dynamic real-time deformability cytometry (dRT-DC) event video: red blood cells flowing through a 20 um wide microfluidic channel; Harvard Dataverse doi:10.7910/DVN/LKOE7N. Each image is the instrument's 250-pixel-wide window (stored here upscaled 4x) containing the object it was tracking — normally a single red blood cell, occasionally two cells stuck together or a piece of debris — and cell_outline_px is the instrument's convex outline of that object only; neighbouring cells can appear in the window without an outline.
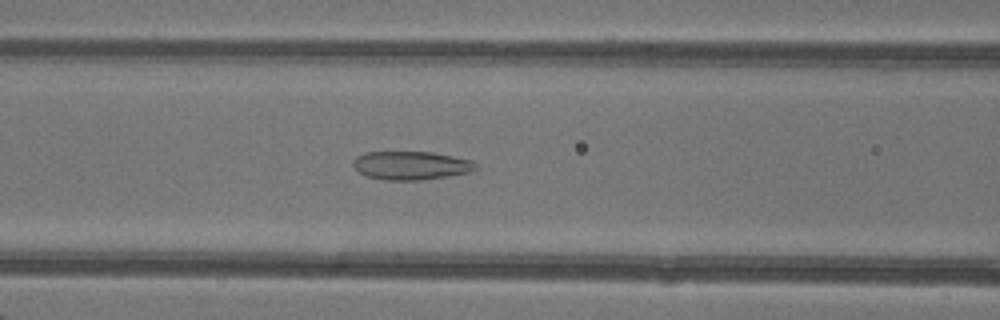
{"species": "common noctule bat (a hibernating species)", "species_latin": "Nyctalus noctula", "temperature_condition": "warm", "stored_images_in_passage": 41, "camera_frame_rate_fps": 3000, "um_per_image_px": 0.085, "animal": {"sex": "female"}, "frame": {"image": 1, "passage_image": 14, "time_ms": 4.333, "image_size_px": [1000, 320], "cell_outline_px": [[476, 168], [468, 172], [448, 176], [420, 180], [384, 180], [368, 176], [360, 172], [352, 164], [352, 160], [356, 156], [364, 152], [432, 152], [472, 160], [476, 164]], "centroid_in_image_um": [34.91, 14.06], "position_along_channel_um": 131.7, "area_um2": 20.23}}
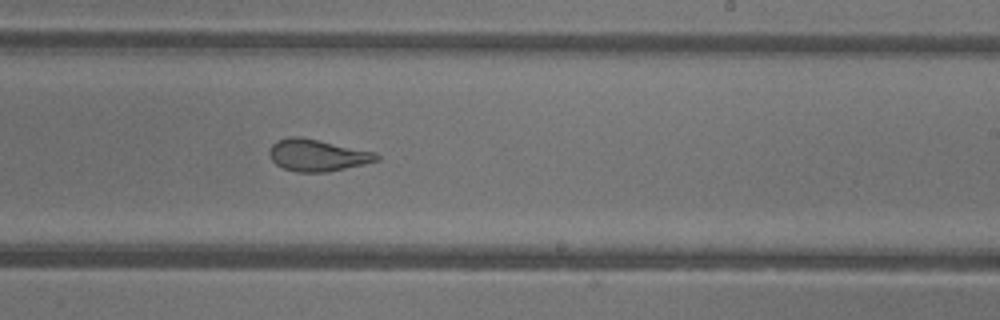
{"frame": {"image": 2, "passage_image": 23, "time_ms": 7.333, "image_size_px": [1000, 320], "cell_outline_px": [[380, 160], [364, 164], [328, 172], [296, 172], [284, 168], [276, 164], [272, 160], [268, 152], [268, 148], [276, 140], [288, 136], [300, 136], [376, 152], [380, 156]], "centroid_in_image_um": [26.96, 13.18], "position_along_channel_um": 262.0, "area_um2": 20.11}}
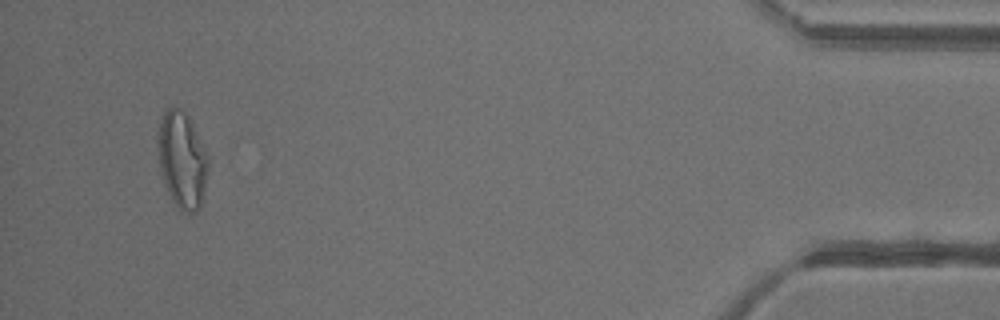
{"frame": {"image": 3, "passage_image": 39, "time_ms": 12.667, "image_size_px": [1000, 320], "cell_outline_px": [[208, 168], [200, 208], [192, 216], [180, 212], [172, 200], [168, 192], [160, 168], [156, 148], [156, 136], [160, 116], [172, 104], [180, 108], [188, 116], [208, 152]], "centroid_in_image_um": [15.45, 13.57], "position_along_channel_um": 419.7, "area_um2": 29.07}, "authors_computed_cell_mechanics": {"area_um2": 22.7154, "velocity_mm_per_s": 4.3463, "shape_relaxation_time_tau1_ms": 7.5962, "shape_relaxation_time_tau2_ms": 1.2649, "deformation_change_tau1": 0.2046, "deformation_change_tau2": 0.0816}}